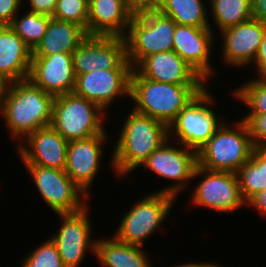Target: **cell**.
<instances>
[{"label":"cell","mask_w":266,"mask_h":267,"mask_svg":"<svg viewBox=\"0 0 266 267\" xmlns=\"http://www.w3.org/2000/svg\"><path fill=\"white\" fill-rule=\"evenodd\" d=\"M142 77L177 85L208 83L175 51L159 52L145 57L135 68Z\"/></svg>","instance_id":"ffe728a7"},{"label":"cell","mask_w":266,"mask_h":267,"mask_svg":"<svg viewBox=\"0 0 266 267\" xmlns=\"http://www.w3.org/2000/svg\"><path fill=\"white\" fill-rule=\"evenodd\" d=\"M177 23L158 10L133 15L126 40L127 60L134 69L145 57L173 51Z\"/></svg>","instance_id":"5b68a950"},{"label":"cell","mask_w":266,"mask_h":267,"mask_svg":"<svg viewBox=\"0 0 266 267\" xmlns=\"http://www.w3.org/2000/svg\"><path fill=\"white\" fill-rule=\"evenodd\" d=\"M111 237L96 239L95 256L102 267H153L145 251H142L143 246L127 244Z\"/></svg>","instance_id":"cb8c5ba5"},{"label":"cell","mask_w":266,"mask_h":267,"mask_svg":"<svg viewBox=\"0 0 266 267\" xmlns=\"http://www.w3.org/2000/svg\"><path fill=\"white\" fill-rule=\"evenodd\" d=\"M45 204L55 212L72 213L85 207L88 197L61 169L24 165ZM85 200V201H83ZM84 202V203H83Z\"/></svg>","instance_id":"8fae6325"},{"label":"cell","mask_w":266,"mask_h":267,"mask_svg":"<svg viewBox=\"0 0 266 267\" xmlns=\"http://www.w3.org/2000/svg\"><path fill=\"white\" fill-rule=\"evenodd\" d=\"M55 97L44 92L29 79L9 82L0 113L13 139L18 143L40 128L50 126Z\"/></svg>","instance_id":"6da1fadb"},{"label":"cell","mask_w":266,"mask_h":267,"mask_svg":"<svg viewBox=\"0 0 266 267\" xmlns=\"http://www.w3.org/2000/svg\"><path fill=\"white\" fill-rule=\"evenodd\" d=\"M208 3L219 31L252 18L251 0H208Z\"/></svg>","instance_id":"4316f807"},{"label":"cell","mask_w":266,"mask_h":267,"mask_svg":"<svg viewBox=\"0 0 266 267\" xmlns=\"http://www.w3.org/2000/svg\"><path fill=\"white\" fill-rule=\"evenodd\" d=\"M209 92L210 90L205 86L178 113L176 119L168 127L171 140H177V144L180 141V145L196 152L208 142L225 122L218 118L217 112H214L212 105L215 99Z\"/></svg>","instance_id":"8992f818"},{"label":"cell","mask_w":266,"mask_h":267,"mask_svg":"<svg viewBox=\"0 0 266 267\" xmlns=\"http://www.w3.org/2000/svg\"><path fill=\"white\" fill-rule=\"evenodd\" d=\"M89 0H57V6L52 18L76 23L87 32Z\"/></svg>","instance_id":"4dcf8cb0"},{"label":"cell","mask_w":266,"mask_h":267,"mask_svg":"<svg viewBox=\"0 0 266 267\" xmlns=\"http://www.w3.org/2000/svg\"><path fill=\"white\" fill-rule=\"evenodd\" d=\"M252 19L266 23V0H251Z\"/></svg>","instance_id":"74e56055"},{"label":"cell","mask_w":266,"mask_h":267,"mask_svg":"<svg viewBox=\"0 0 266 267\" xmlns=\"http://www.w3.org/2000/svg\"><path fill=\"white\" fill-rule=\"evenodd\" d=\"M75 75L107 69H133L121 36L88 35L72 52Z\"/></svg>","instance_id":"7c38bea8"},{"label":"cell","mask_w":266,"mask_h":267,"mask_svg":"<svg viewBox=\"0 0 266 267\" xmlns=\"http://www.w3.org/2000/svg\"><path fill=\"white\" fill-rule=\"evenodd\" d=\"M107 137L108 134H99L68 143L64 171L88 197L102 163V146L107 143Z\"/></svg>","instance_id":"9a60e30c"},{"label":"cell","mask_w":266,"mask_h":267,"mask_svg":"<svg viewBox=\"0 0 266 267\" xmlns=\"http://www.w3.org/2000/svg\"><path fill=\"white\" fill-rule=\"evenodd\" d=\"M105 114L93 101L67 93L54 99L51 126L68 141L107 134Z\"/></svg>","instance_id":"52a82bcc"},{"label":"cell","mask_w":266,"mask_h":267,"mask_svg":"<svg viewBox=\"0 0 266 267\" xmlns=\"http://www.w3.org/2000/svg\"><path fill=\"white\" fill-rule=\"evenodd\" d=\"M87 36L82 26L51 18L46 33L32 51V56L72 53Z\"/></svg>","instance_id":"603a6c76"},{"label":"cell","mask_w":266,"mask_h":267,"mask_svg":"<svg viewBox=\"0 0 266 267\" xmlns=\"http://www.w3.org/2000/svg\"><path fill=\"white\" fill-rule=\"evenodd\" d=\"M32 51L9 25H0V78L7 83L29 77Z\"/></svg>","instance_id":"7402d4cb"},{"label":"cell","mask_w":266,"mask_h":267,"mask_svg":"<svg viewBox=\"0 0 266 267\" xmlns=\"http://www.w3.org/2000/svg\"><path fill=\"white\" fill-rule=\"evenodd\" d=\"M254 65H256V76L260 78H266V31L259 47V51L256 55Z\"/></svg>","instance_id":"d590c367"},{"label":"cell","mask_w":266,"mask_h":267,"mask_svg":"<svg viewBox=\"0 0 266 267\" xmlns=\"http://www.w3.org/2000/svg\"><path fill=\"white\" fill-rule=\"evenodd\" d=\"M167 139L158 149L154 150L149 157L141 164L147 167L150 172L164 178L172 180L174 183L161 188L156 192L166 193L177 198L178 194L193 180V175L198 165L197 152L184 145L171 143ZM175 146H174V145Z\"/></svg>","instance_id":"9c48e42d"},{"label":"cell","mask_w":266,"mask_h":267,"mask_svg":"<svg viewBox=\"0 0 266 267\" xmlns=\"http://www.w3.org/2000/svg\"><path fill=\"white\" fill-rule=\"evenodd\" d=\"M232 95L250 108L248 114H266V78L255 77L234 89Z\"/></svg>","instance_id":"f1b7e54d"},{"label":"cell","mask_w":266,"mask_h":267,"mask_svg":"<svg viewBox=\"0 0 266 267\" xmlns=\"http://www.w3.org/2000/svg\"><path fill=\"white\" fill-rule=\"evenodd\" d=\"M158 11L171 17L178 25L200 28H211L212 25L204 0H163Z\"/></svg>","instance_id":"484cf974"},{"label":"cell","mask_w":266,"mask_h":267,"mask_svg":"<svg viewBox=\"0 0 266 267\" xmlns=\"http://www.w3.org/2000/svg\"><path fill=\"white\" fill-rule=\"evenodd\" d=\"M18 13L9 25L23 40L24 44L33 51L46 33L51 16L26 11Z\"/></svg>","instance_id":"83f0119b"},{"label":"cell","mask_w":266,"mask_h":267,"mask_svg":"<svg viewBox=\"0 0 266 267\" xmlns=\"http://www.w3.org/2000/svg\"><path fill=\"white\" fill-rule=\"evenodd\" d=\"M133 69L96 70L76 76L74 93L93 101L105 112L117 97L130 96Z\"/></svg>","instance_id":"5bb4252c"},{"label":"cell","mask_w":266,"mask_h":267,"mask_svg":"<svg viewBox=\"0 0 266 267\" xmlns=\"http://www.w3.org/2000/svg\"><path fill=\"white\" fill-rule=\"evenodd\" d=\"M171 267V266H170ZM174 267H223L221 265H218L216 263H211V262H206V263H197V262H190V263H186V264H179V265H175Z\"/></svg>","instance_id":"f35d334b"},{"label":"cell","mask_w":266,"mask_h":267,"mask_svg":"<svg viewBox=\"0 0 266 267\" xmlns=\"http://www.w3.org/2000/svg\"><path fill=\"white\" fill-rule=\"evenodd\" d=\"M133 15L127 0H89L87 34L125 37Z\"/></svg>","instance_id":"44dd1931"},{"label":"cell","mask_w":266,"mask_h":267,"mask_svg":"<svg viewBox=\"0 0 266 267\" xmlns=\"http://www.w3.org/2000/svg\"><path fill=\"white\" fill-rule=\"evenodd\" d=\"M265 31L266 23L252 18L220 31L224 64L237 68L253 64Z\"/></svg>","instance_id":"ac0fdd59"},{"label":"cell","mask_w":266,"mask_h":267,"mask_svg":"<svg viewBox=\"0 0 266 267\" xmlns=\"http://www.w3.org/2000/svg\"><path fill=\"white\" fill-rule=\"evenodd\" d=\"M7 84L8 83L5 80L0 78V112H2L3 96H4V92H5Z\"/></svg>","instance_id":"ab89813d"},{"label":"cell","mask_w":266,"mask_h":267,"mask_svg":"<svg viewBox=\"0 0 266 267\" xmlns=\"http://www.w3.org/2000/svg\"><path fill=\"white\" fill-rule=\"evenodd\" d=\"M68 143L69 141L50 125L31 133L16 147L25 165L64 170Z\"/></svg>","instance_id":"d6986e66"},{"label":"cell","mask_w":266,"mask_h":267,"mask_svg":"<svg viewBox=\"0 0 266 267\" xmlns=\"http://www.w3.org/2000/svg\"><path fill=\"white\" fill-rule=\"evenodd\" d=\"M28 79L54 97L72 93L76 82L72 53L32 56Z\"/></svg>","instance_id":"e0dca14e"},{"label":"cell","mask_w":266,"mask_h":267,"mask_svg":"<svg viewBox=\"0 0 266 267\" xmlns=\"http://www.w3.org/2000/svg\"><path fill=\"white\" fill-rule=\"evenodd\" d=\"M133 14H140L146 11H156L162 5L163 0H127Z\"/></svg>","instance_id":"836d02e7"},{"label":"cell","mask_w":266,"mask_h":267,"mask_svg":"<svg viewBox=\"0 0 266 267\" xmlns=\"http://www.w3.org/2000/svg\"><path fill=\"white\" fill-rule=\"evenodd\" d=\"M29 10L30 12L45 14L48 16H53L57 0H29Z\"/></svg>","instance_id":"e575fe53"},{"label":"cell","mask_w":266,"mask_h":267,"mask_svg":"<svg viewBox=\"0 0 266 267\" xmlns=\"http://www.w3.org/2000/svg\"><path fill=\"white\" fill-rule=\"evenodd\" d=\"M175 200L176 197L161 192L142 196L124 213L113 236L121 242L143 246L169 217Z\"/></svg>","instance_id":"ba28073f"},{"label":"cell","mask_w":266,"mask_h":267,"mask_svg":"<svg viewBox=\"0 0 266 267\" xmlns=\"http://www.w3.org/2000/svg\"><path fill=\"white\" fill-rule=\"evenodd\" d=\"M205 85H177L152 81L135 69L130 76L133 110L169 125Z\"/></svg>","instance_id":"3957f363"},{"label":"cell","mask_w":266,"mask_h":267,"mask_svg":"<svg viewBox=\"0 0 266 267\" xmlns=\"http://www.w3.org/2000/svg\"><path fill=\"white\" fill-rule=\"evenodd\" d=\"M88 208L86 205L80 211L56 214L61 218L62 224L50 237L55 242L65 267H80L87 252H93L95 256L96 239L91 240L94 230L88 217Z\"/></svg>","instance_id":"4fadbf2b"},{"label":"cell","mask_w":266,"mask_h":267,"mask_svg":"<svg viewBox=\"0 0 266 267\" xmlns=\"http://www.w3.org/2000/svg\"><path fill=\"white\" fill-rule=\"evenodd\" d=\"M116 146L111 153V166L120 178L138 167L169 139L168 126L133 109L127 114Z\"/></svg>","instance_id":"7a4b0ae2"},{"label":"cell","mask_w":266,"mask_h":267,"mask_svg":"<svg viewBox=\"0 0 266 267\" xmlns=\"http://www.w3.org/2000/svg\"><path fill=\"white\" fill-rule=\"evenodd\" d=\"M25 0H0V25H10L14 17L22 12Z\"/></svg>","instance_id":"d6a6232c"},{"label":"cell","mask_w":266,"mask_h":267,"mask_svg":"<svg viewBox=\"0 0 266 267\" xmlns=\"http://www.w3.org/2000/svg\"><path fill=\"white\" fill-rule=\"evenodd\" d=\"M202 175L203 179L192 192L191 204L220 213H232L246 206L236 173L207 170L197 165L193 180Z\"/></svg>","instance_id":"30bf717a"},{"label":"cell","mask_w":266,"mask_h":267,"mask_svg":"<svg viewBox=\"0 0 266 267\" xmlns=\"http://www.w3.org/2000/svg\"><path fill=\"white\" fill-rule=\"evenodd\" d=\"M38 246L21 261L20 267H65L51 237Z\"/></svg>","instance_id":"f546056e"},{"label":"cell","mask_w":266,"mask_h":267,"mask_svg":"<svg viewBox=\"0 0 266 267\" xmlns=\"http://www.w3.org/2000/svg\"><path fill=\"white\" fill-rule=\"evenodd\" d=\"M254 148L248 126L243 120L232 126L225 121L197 151L198 166L212 171L236 173L250 160Z\"/></svg>","instance_id":"277c9868"},{"label":"cell","mask_w":266,"mask_h":267,"mask_svg":"<svg viewBox=\"0 0 266 267\" xmlns=\"http://www.w3.org/2000/svg\"><path fill=\"white\" fill-rule=\"evenodd\" d=\"M247 124L255 148H266V114H246Z\"/></svg>","instance_id":"1f68e13d"},{"label":"cell","mask_w":266,"mask_h":267,"mask_svg":"<svg viewBox=\"0 0 266 267\" xmlns=\"http://www.w3.org/2000/svg\"><path fill=\"white\" fill-rule=\"evenodd\" d=\"M240 192L247 203L266 189V148H254L249 161L236 172Z\"/></svg>","instance_id":"d4e9b609"},{"label":"cell","mask_w":266,"mask_h":267,"mask_svg":"<svg viewBox=\"0 0 266 267\" xmlns=\"http://www.w3.org/2000/svg\"><path fill=\"white\" fill-rule=\"evenodd\" d=\"M246 206L254 207L261 216H266V189L257 193L247 203Z\"/></svg>","instance_id":"8d00e7d4"},{"label":"cell","mask_w":266,"mask_h":267,"mask_svg":"<svg viewBox=\"0 0 266 267\" xmlns=\"http://www.w3.org/2000/svg\"><path fill=\"white\" fill-rule=\"evenodd\" d=\"M214 30L187 25H176L173 36V51H175L191 68L206 82L213 74L211 51H213ZM208 80V81H207Z\"/></svg>","instance_id":"2e32d148"}]
</instances>
